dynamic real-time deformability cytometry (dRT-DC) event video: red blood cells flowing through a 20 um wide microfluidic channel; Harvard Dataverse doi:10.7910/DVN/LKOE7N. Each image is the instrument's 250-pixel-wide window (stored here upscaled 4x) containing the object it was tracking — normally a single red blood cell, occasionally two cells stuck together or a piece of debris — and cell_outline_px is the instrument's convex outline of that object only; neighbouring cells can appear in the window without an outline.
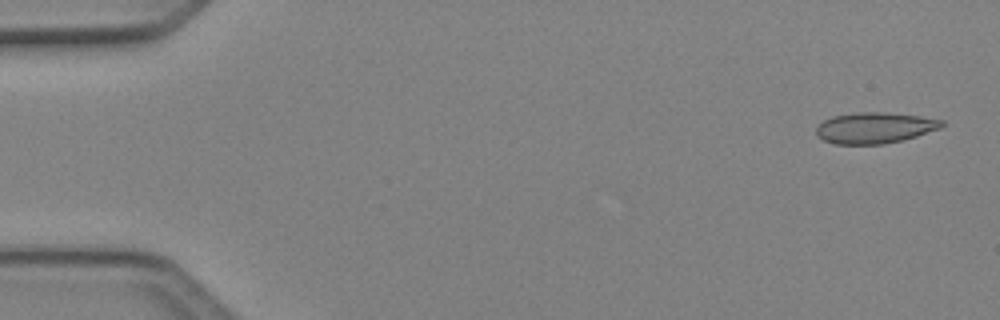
{"species": "Egyptian fruit bat (a non-hibernating species)", "species_latin": "Rousettus aegyptiacus", "temperature_condition": "cold", "stored_images_in_passage": 4, "camera_frame_rate_fps": 3000, "um_per_image_px": 0.085, "animal": {"sex": "female"}, "frame": {"image": 1, "passage_image": 1, "time_ms": 0.0, "image_size_px": [1000, 320], "cell_outline_px": [[944, 124], [940, 128], [916, 136], [884, 144], [836, 144], [824, 140], [816, 136], [816, 128], [824, 120], [832, 116], [860, 112], [884, 112], [920, 116], [944, 120]], "centroid_in_image_um": [74.34, 10.86], "position_along_channel_um": 10.7, "area_um2": 22.54}}
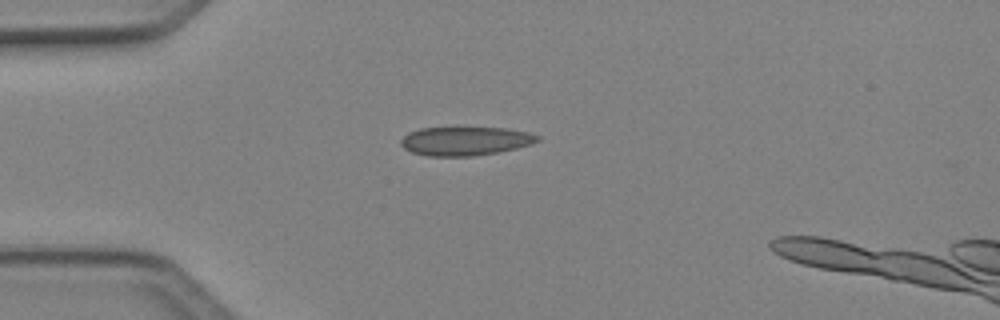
{"frame": {"image": 2, "passage_image": 4, "time_ms": 1.0, "image_size_px": [1000, 320], "cell_outline_px": [[540, 140], [516, 148], [500, 152], [472, 156], [428, 156], [412, 152], [404, 148], [400, 144], [400, 140], [408, 132], [420, 128], [504, 128], [528, 132], [540, 136]], "centroid_in_image_um": [39.52, 11.99], "position_along_channel_um": 45.5, "area_um2": 22.77}}